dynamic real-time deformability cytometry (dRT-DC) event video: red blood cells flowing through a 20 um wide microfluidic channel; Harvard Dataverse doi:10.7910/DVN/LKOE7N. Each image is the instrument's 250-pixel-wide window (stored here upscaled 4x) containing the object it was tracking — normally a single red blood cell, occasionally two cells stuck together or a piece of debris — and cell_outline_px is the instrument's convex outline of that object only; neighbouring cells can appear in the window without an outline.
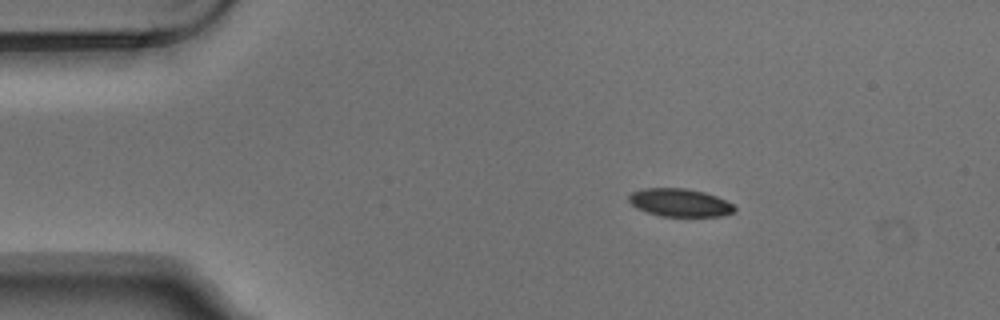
{"species": "Egyptian fruit bat (a non-hibernating species)", "species_latin": "Rousettus aegyptiacus", "temperature_condition": "warm", "stored_images_in_passage": 5, "camera_frame_rate_fps": 3000, "um_per_image_px": 0.085, "animal": {"sex": "male"}, "frame": {"image": 1, "passage_image": 3, "time_ms": 0.667, "image_size_px": [1000, 320], "cell_outline_px": [[736, 208], [732, 212], [724, 216], [660, 216], [636, 208], [628, 200], [628, 196], [632, 192], [644, 188], [688, 188], [704, 192], [716, 196], [732, 204]], "centroid_in_image_um": [57.76, 17.22], "position_along_channel_um": 27.2, "area_um2": 17.17}}
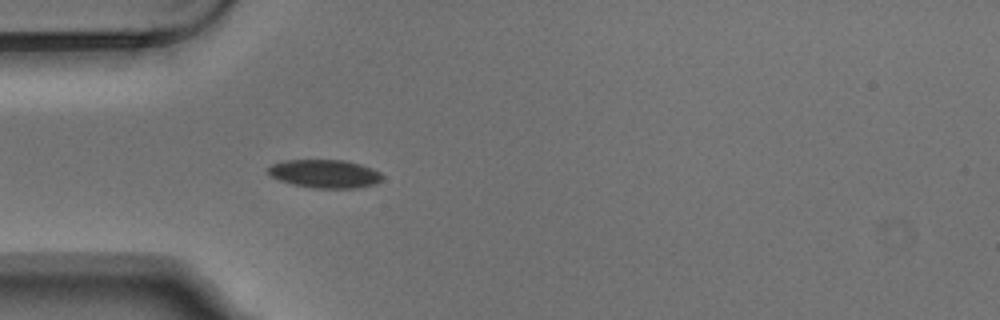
{"frame": {"image": 2, "passage_image": 5, "time_ms": 1.333, "image_size_px": [1000, 320], "cell_outline_px": [[384, 176], [376, 184], [356, 188], [312, 188], [292, 184], [280, 180], [272, 176], [268, 172], [268, 168], [272, 164], [284, 160], [344, 160], [360, 164], [372, 168], [380, 172]], "centroid_in_image_um": [27.63, 14.77], "position_along_channel_um": 57.4, "area_um2": 18.84}}